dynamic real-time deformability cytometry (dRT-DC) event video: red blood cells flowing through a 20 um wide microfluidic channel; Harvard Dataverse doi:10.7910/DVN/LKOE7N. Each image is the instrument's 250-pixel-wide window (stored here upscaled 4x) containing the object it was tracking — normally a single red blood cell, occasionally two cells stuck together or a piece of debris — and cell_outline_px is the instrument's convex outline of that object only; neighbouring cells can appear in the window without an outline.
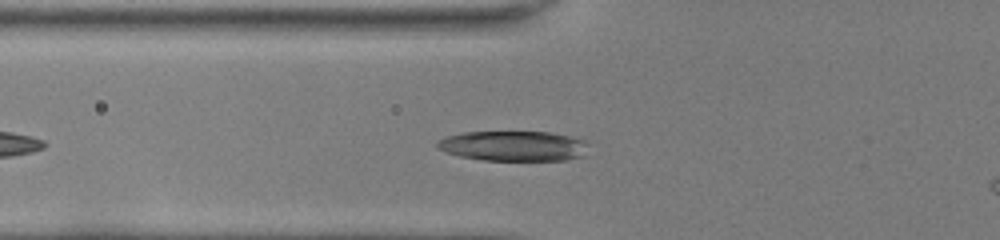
{"species": "common noctule bat (a hibernating species)", "species_latin": "Nyctalus noctula", "temperature_condition": "room temperature", "stored_images_in_passage": 37, "camera_frame_rate_fps": 3000, "um_per_image_px": 0.085, "animal": {"sex": "female", "body_mass_g": 22.0, "forearm_length_mm": 56.7}, "frame": {"image": 1, "passage_image": 8, "time_ms": 2.333, "image_size_px": [1000, 240], "cell_outline_px": [[592, 144], [584, 156], [568, 160], [484, 160], [460, 156], [444, 152], [436, 148], [436, 144], [444, 136], [464, 132], [552, 132], [584, 140]], "centroid_in_image_um": [43.69, 12.41], "position_along_channel_um": 82.1, "area_um2": 26.88}}
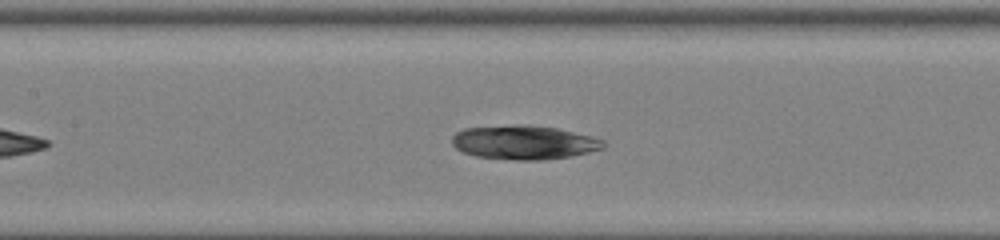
{"frame": {"image": 2, "passage_image": 14, "time_ms": 4.333, "image_size_px": [1000, 240], "cell_outline_px": [[608, 144], [604, 148], [572, 156], [540, 160], [516, 160], [476, 156], [464, 152], [456, 148], [452, 144], [452, 136], [456, 132], [464, 128], [516, 124], [528, 124], [556, 128], [592, 136], [604, 140]], "centroid_in_image_um": [44.56, 12.09], "position_along_channel_um": 162.8, "area_um2": 30.17}}
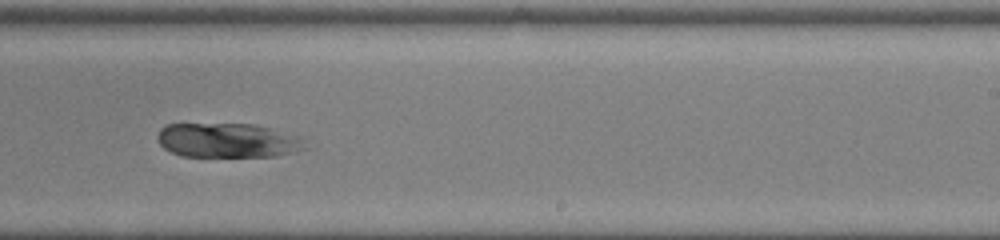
{"frame": {"image": 3, "passage_image": 22, "time_ms": 7.0, "image_size_px": [1000, 240], "cell_outline_px": [[312, 148], [296, 152], [276, 156], [180, 156], [164, 148], [160, 144], [156, 136], [160, 128], [164, 124], [256, 124], [304, 136]], "centroid_in_image_um": [19.48, 11.93], "position_along_channel_um": 269.5, "area_um2": 30.46}}